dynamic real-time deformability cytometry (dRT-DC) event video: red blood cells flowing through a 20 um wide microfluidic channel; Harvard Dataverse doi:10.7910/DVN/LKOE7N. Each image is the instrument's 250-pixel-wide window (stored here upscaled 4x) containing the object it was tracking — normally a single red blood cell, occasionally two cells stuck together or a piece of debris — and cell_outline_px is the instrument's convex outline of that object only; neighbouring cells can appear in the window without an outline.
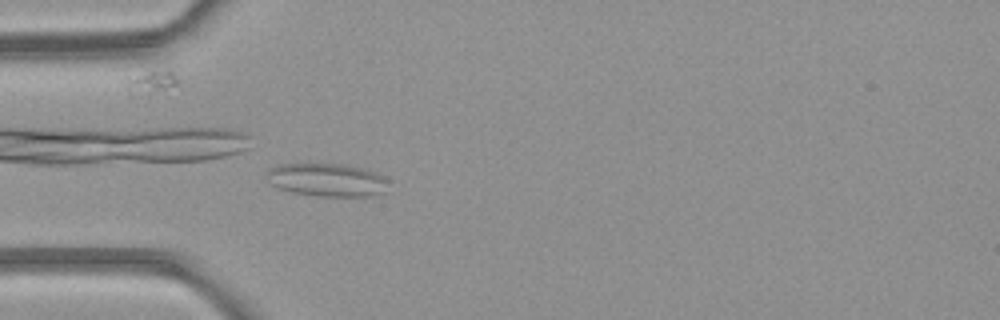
{"species": "common noctule bat (a hibernating species)", "species_latin": "Nyctalus noctula", "temperature_condition": "room temperature", "stored_images_in_passage": 4, "camera_frame_rate_fps": 3000, "um_per_image_px": 0.085, "animal": {"sex": "female", "body_mass_g": 21.9}, "frame": {"image": 1, "passage_image": 4, "time_ms": 3.333, "image_size_px": [1000, 320], "cell_outline_px": [[392, 180], [388, 192], [380, 196], [320, 196], [292, 192], [268, 184], [264, 172], [268, 168], [280, 164], [308, 160], [344, 164], [364, 168], [384, 176]], "centroid_in_image_um": [27.81, 15.24], "position_along_channel_um": 57.2, "area_um2": 25.2}}